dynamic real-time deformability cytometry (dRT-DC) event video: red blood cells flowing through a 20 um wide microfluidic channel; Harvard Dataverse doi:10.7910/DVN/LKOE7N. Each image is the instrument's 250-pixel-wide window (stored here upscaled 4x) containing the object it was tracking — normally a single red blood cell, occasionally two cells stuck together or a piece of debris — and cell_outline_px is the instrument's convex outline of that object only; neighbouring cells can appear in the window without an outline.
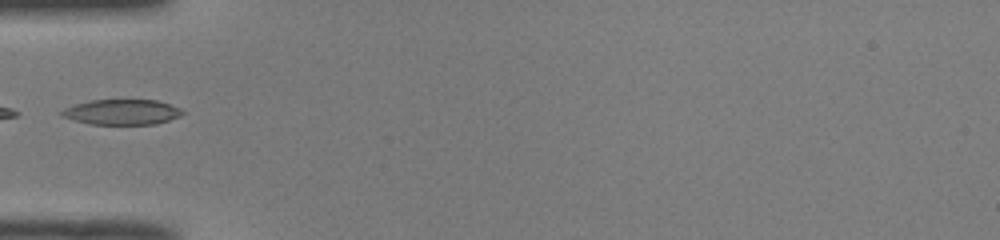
{"species": "common noctule bat (a hibernating species)", "species_latin": "Nyctalus noctula", "temperature_condition": "room temperature", "stored_images_in_passage": 32, "camera_frame_rate_fps": 3000, "um_per_image_px": 0.085, "animal": {"sex": "male", "body_mass_g": 19.0, "forearm_length_mm": 50.8}, "frame": {"image": 1, "passage_image": 1, "time_ms": 0.0, "image_size_px": [1000, 240], "cell_outline_px": [[184, 112], [180, 116], [156, 124], [88, 124], [72, 120], [60, 116], [60, 112], [64, 108], [76, 104], [92, 100], [156, 100], [180, 108]], "centroid_in_image_um": [10.32, 9.53], "position_along_channel_um": 74.7, "area_um2": 17.74}}
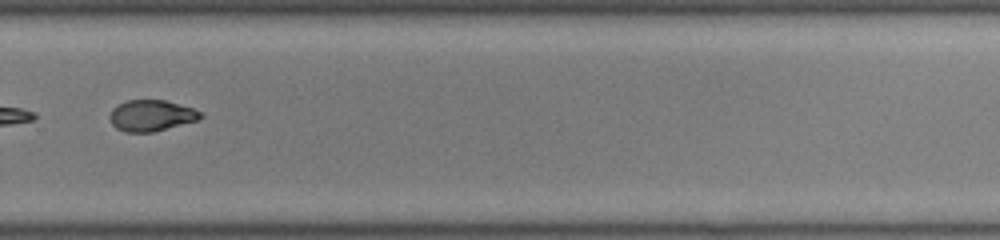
{"frame": {"image": 2, "passage_image": 19, "time_ms": 6.0, "image_size_px": [1000, 240], "cell_outline_px": [[204, 116], [200, 120], [152, 132], [124, 132], [116, 128], [112, 124], [108, 116], [112, 108], [128, 100], [164, 100], [192, 108], [200, 112]], "centroid_in_image_um": [12.85, 9.83], "position_along_channel_um": 316.9, "area_um2": 16.47}}